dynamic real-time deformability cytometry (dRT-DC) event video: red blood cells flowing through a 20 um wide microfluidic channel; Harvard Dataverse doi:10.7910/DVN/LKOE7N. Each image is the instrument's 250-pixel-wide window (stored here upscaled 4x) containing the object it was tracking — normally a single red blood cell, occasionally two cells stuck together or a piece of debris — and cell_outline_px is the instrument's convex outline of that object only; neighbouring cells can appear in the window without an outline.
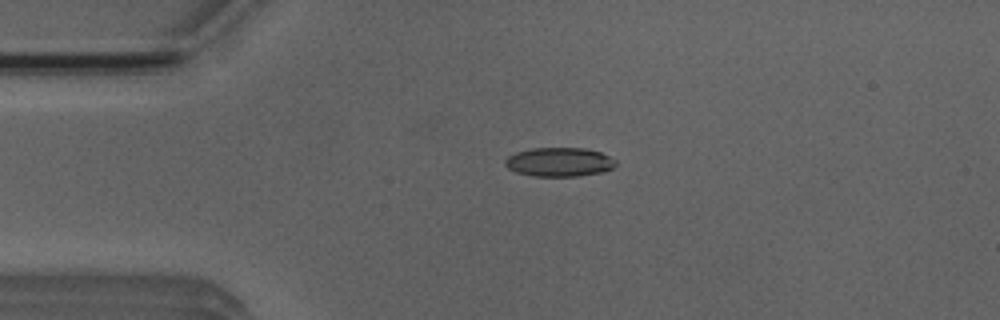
{"species": "Egyptian fruit bat (a non-hibernating species)", "species_latin": "Rousettus aegyptiacus", "temperature_condition": "room temperature", "stored_images_in_passage": 4, "camera_frame_rate_fps": 3000, "um_per_image_px": 0.085, "animal": {"sex": "male"}, "frame": {"image": 1, "passage_image": 3, "time_ms": 3.333, "image_size_px": [1000, 320], "cell_outline_px": [[616, 164], [612, 168], [604, 172], [576, 176], [532, 176], [516, 172], [508, 168], [504, 164], [504, 160], [508, 156], [516, 152], [532, 148], [584, 148], [600, 152], [616, 160]], "centroid_in_image_um": [47.52, 13.77], "position_along_channel_um": 37.5, "area_um2": 18.73}}